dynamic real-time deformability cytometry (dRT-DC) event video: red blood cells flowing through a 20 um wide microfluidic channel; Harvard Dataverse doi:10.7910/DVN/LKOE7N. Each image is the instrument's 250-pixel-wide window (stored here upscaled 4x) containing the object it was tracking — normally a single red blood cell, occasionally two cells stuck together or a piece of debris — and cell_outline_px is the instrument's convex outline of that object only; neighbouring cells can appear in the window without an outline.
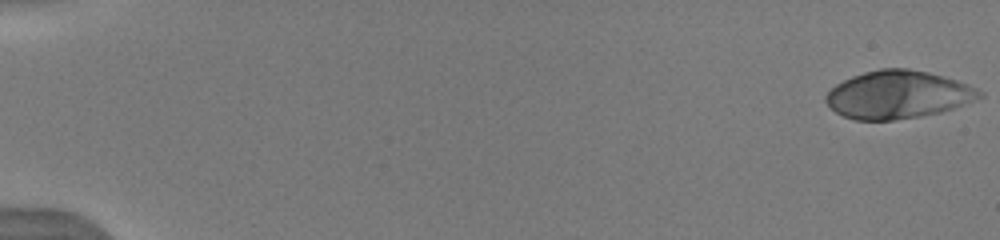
{"species": "human", "species_latin": "Homo sapiens", "temperature_condition": "warm", "stored_images_in_passage": 68, "camera_frame_rate_fps": 3000, "um_per_image_px": 0.085, "donor": {"sex": "male"}, "frame": {"image": 1, "passage_image": 1, "time_ms": 0.0, "image_size_px": [1000, 240], "cell_outline_px": [[984, 96], [952, 108], [940, 112], [920, 116], [892, 120], [856, 120], [844, 116], [836, 112], [824, 100], [824, 96], [836, 84], [852, 76], [864, 72], [880, 68], [908, 68], [928, 72], [956, 80], [968, 84], [984, 92]], "centroid_in_image_um": [76.31, 8.04], "position_along_channel_um": 8.7, "area_um2": 42.6}}
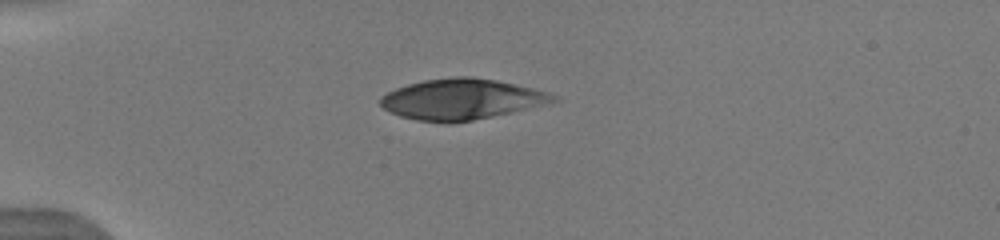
{"frame": {"image": 2, "passage_image": 31, "time_ms": 4.667, "image_size_px": [1000, 240], "cell_outline_px": [[560, 100], [512, 112], [472, 120], [416, 120], [400, 116], [384, 108], [380, 104], [380, 96], [396, 88], [408, 84], [424, 80], [456, 76], [468, 76], [496, 80], [532, 88], [548, 92], [560, 96]], "centroid_in_image_um": [39.25, 8.4], "position_along_channel_um": 45.7, "area_um2": 40.11}}
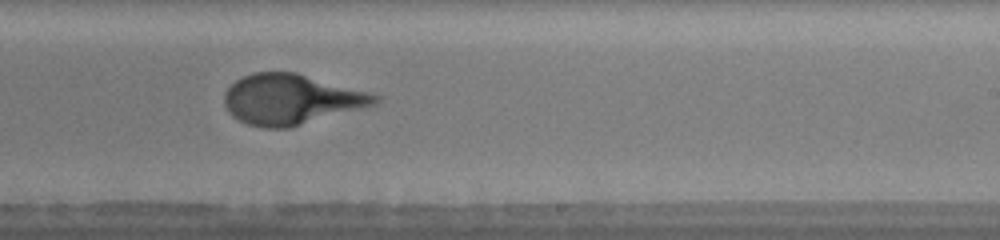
{"frame": {"image": 3, "passage_image": 51, "time_ms": 11.0, "image_size_px": [1000, 240], "cell_outline_px": [[380, 100], [376, 104], [364, 108], [288, 128], [264, 128], [248, 124], [232, 116], [228, 112], [224, 104], [224, 92], [236, 80], [252, 72], [296, 72], [372, 92], [380, 96]], "centroid_in_image_um": [24.77, 8.44], "position_along_channel_um": 264.2, "area_um2": 44.39}, "authors_computed_cell_mechanics": {"area_um2": 42.5119, "velocity_mm_per_s": 3.9721, "shape_relaxation_time_tau1_ms": 3.9572, "shape_relaxation_time_tau2_ms": null, "deformation_change_tau1": 0.1988, "deformation_change_tau2": null}}